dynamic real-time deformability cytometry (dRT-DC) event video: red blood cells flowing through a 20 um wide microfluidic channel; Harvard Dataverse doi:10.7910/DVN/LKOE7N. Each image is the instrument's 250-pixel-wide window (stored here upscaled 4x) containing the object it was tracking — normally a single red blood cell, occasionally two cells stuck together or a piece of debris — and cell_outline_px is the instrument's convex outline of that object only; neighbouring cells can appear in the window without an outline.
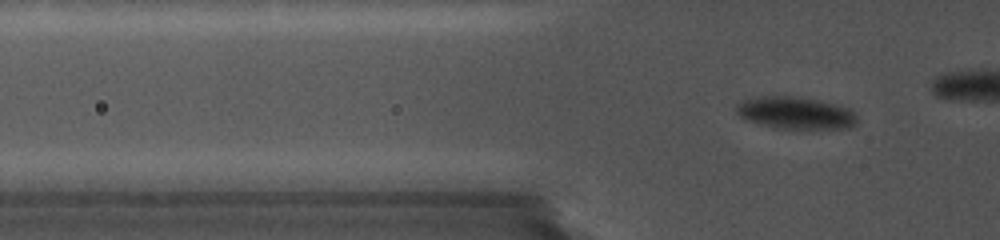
{"species": "common noctule bat (a hibernating species)", "species_latin": "Nyctalus noctula", "temperature_condition": "cold", "stored_images_in_passage": 45, "camera_frame_rate_fps": 5000, "um_per_image_px": 0.085, "animal": {"sex": "female", "body_mass_g": 19.0, "forearm_length_mm": 56.7}, "frame": {"image": 1, "passage_image": 5, "time_ms": 1.0, "image_size_px": [1000, 240], "cell_outline_px": [[856, 124], [852, 128], [772, 128], [748, 120], [740, 116], [736, 112], [736, 104], [740, 100], [760, 96], [800, 96], [820, 100], [852, 108], [856, 116]], "centroid_in_image_um": [67.63, 9.58], "position_along_channel_um": 58.2, "area_um2": 22.95}}
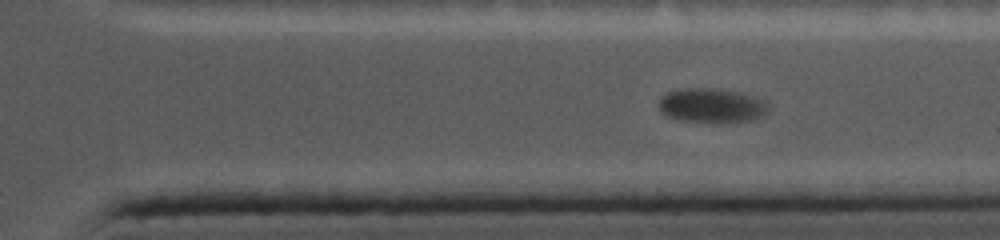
{"frame": {"image": 2, "passage_image": 34, "time_ms": 9.6, "image_size_px": [1000, 240], "cell_outline_px": [[768, 108], [764, 116], [752, 120], [724, 124], [712, 124], [680, 120], [668, 116], [660, 112], [656, 104], [660, 96], [676, 88], [720, 88], [756, 96], [764, 100], [768, 104]], "centroid_in_image_um": [60.46, 8.98], "position_along_channel_um": 350.9, "area_um2": 23.0}}
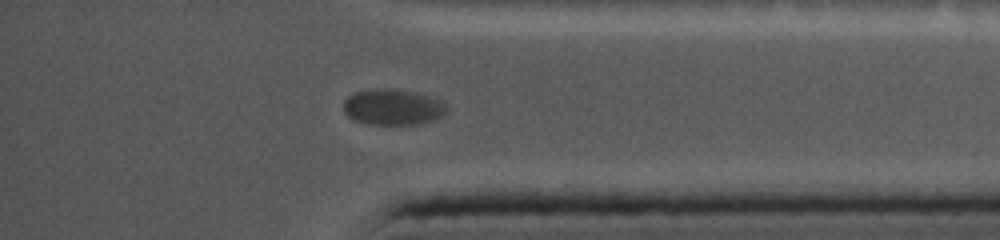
{"frame": {"image": 3, "passage_image": 39, "time_ms": 11.0, "image_size_px": [1000, 240], "cell_outline_px": [[448, 108], [436, 120], [420, 124], [368, 124], [356, 120], [348, 116], [344, 112], [344, 100], [352, 92], [376, 88], [388, 88], [412, 92], [444, 100]], "centroid_in_image_um": [33.39, 9.09], "position_along_channel_um": 401.8, "area_um2": 21.68}}